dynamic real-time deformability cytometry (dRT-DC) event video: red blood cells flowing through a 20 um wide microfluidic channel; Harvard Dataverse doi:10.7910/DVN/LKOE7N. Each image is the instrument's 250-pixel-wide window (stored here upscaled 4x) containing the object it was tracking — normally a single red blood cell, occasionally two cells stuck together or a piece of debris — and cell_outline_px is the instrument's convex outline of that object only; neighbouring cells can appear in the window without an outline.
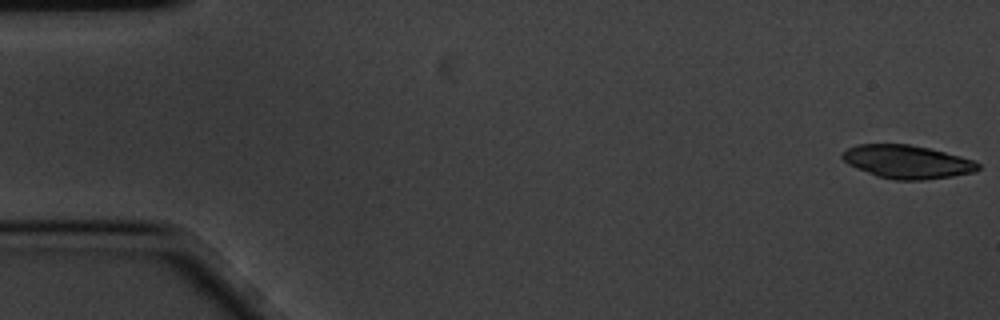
{"species": "common noctule bat (a hibernating species)", "species_latin": "Nyctalus noctula", "temperature_condition": "cold", "stored_images_in_passage": 6, "camera_frame_rate_fps": 3000, "um_per_image_px": 0.085, "animal": {"sex": "male", "body_mass_g": 20.1, "forearm_length_mm": 53.5}, "frame": {"image": 1, "passage_image": 1, "time_ms": 0.0, "image_size_px": [1000, 320], "cell_outline_px": [[980, 168], [976, 172], [952, 176], [924, 180], [896, 180], [876, 176], [856, 168], [848, 164], [840, 156], [840, 152], [848, 148], [860, 144], [908, 144], [928, 148], [976, 160], [980, 164]], "centroid_in_image_um": [77.11, 13.76], "position_along_channel_um": 7.9, "area_um2": 26.47}}